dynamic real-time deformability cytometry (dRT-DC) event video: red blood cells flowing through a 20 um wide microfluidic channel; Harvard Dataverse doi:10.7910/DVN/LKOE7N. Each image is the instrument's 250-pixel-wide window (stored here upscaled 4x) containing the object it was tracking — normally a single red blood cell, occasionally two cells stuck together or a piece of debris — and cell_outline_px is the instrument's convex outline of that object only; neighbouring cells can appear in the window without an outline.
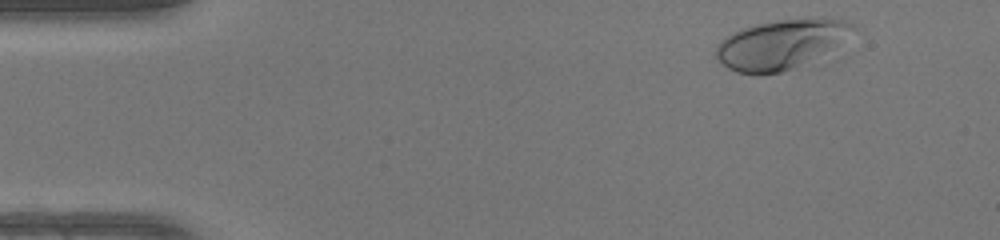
{"species": "human", "species_latin": "Homo sapiens", "temperature_condition": "warm", "stored_images_in_passage": 41, "camera_frame_rate_fps": 3000, "um_per_image_px": 0.085, "donor": {"sex": "female"}, "frame": {"image": 1, "passage_image": 3, "time_ms": 0.667, "image_size_px": [1000, 240], "cell_outline_px": [[860, 28], [836, 44], [792, 68], [780, 72], [756, 76], [736, 72], [728, 68], [716, 56], [716, 48], [720, 40], [724, 36], [732, 32], [756, 24], [776, 20], [820, 16], [840, 20], [856, 24]], "centroid_in_image_um": [66.33, 3.73], "position_along_channel_um": 18.7, "area_um2": 39.07}}
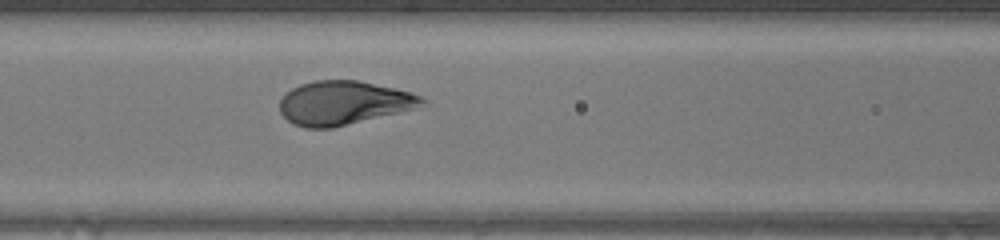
{"frame": {"image": 2, "passage_image": 19, "time_ms": 6.0, "image_size_px": [1000, 240], "cell_outline_px": [[428, 104], [420, 108], [332, 128], [304, 128], [292, 124], [280, 112], [280, 100], [292, 88], [300, 84], [312, 80], [356, 80], [396, 88], [420, 96], [428, 100]], "centroid_in_image_um": [29.25, 8.75], "position_along_channel_um": 137.3, "area_um2": 36.65}}
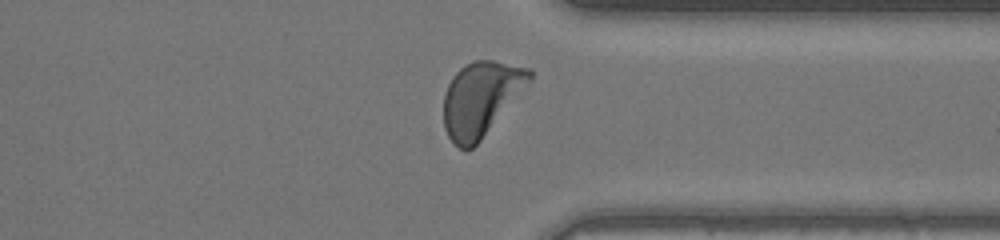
{"frame": {"image": 3, "passage_image": 36, "time_ms": 11.667, "image_size_px": [1000, 240], "cell_outline_px": [[532, 80], [480, 140], [472, 148], [460, 148], [448, 136], [444, 128], [444, 92], [452, 76], [460, 68], [472, 60], [492, 60], [532, 68]], "centroid_in_image_um": [40.87, 8.34], "position_along_channel_um": 370.5, "area_um2": 36.88}, "authors_computed_cell_mechanics": {"area_um2": 36.7608, "velocity_mm_per_s": 4.1501, "shape_relaxation_time_tau1_ms": 2.6533, "shape_relaxation_time_tau2_ms": null, "deformation_change_tau1": 0.1794, "deformation_change_tau2": null}}